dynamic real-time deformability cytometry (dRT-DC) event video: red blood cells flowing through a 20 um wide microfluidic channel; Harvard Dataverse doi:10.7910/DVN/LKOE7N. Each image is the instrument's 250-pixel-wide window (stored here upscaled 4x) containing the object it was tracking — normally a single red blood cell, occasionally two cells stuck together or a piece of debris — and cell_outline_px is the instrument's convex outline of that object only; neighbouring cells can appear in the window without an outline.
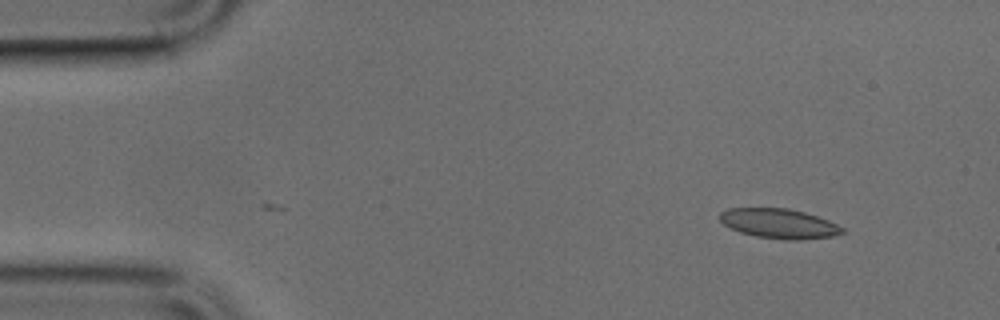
{"species": "common noctule bat (a hibernating species)", "species_latin": "Nyctalus noctula", "temperature_condition": "cold", "stored_images_in_passage": 45, "camera_frame_rate_fps": 3000, "um_per_image_px": 0.085, "animal": {"sex": "male", "body_mass_g": 17.9, "forearm_length_mm": 54.2}, "frame": {"image": 1, "passage_image": 1, "time_ms": 0.0, "image_size_px": [1000, 320], "cell_outline_px": [[844, 232], [832, 236], [800, 240], [784, 240], [756, 236], [740, 232], [724, 224], [720, 220], [720, 212], [728, 208], [788, 208], [804, 212], [828, 220], [844, 228]], "centroid_in_image_um": [66.22, 19.0], "position_along_channel_um": 18.8, "area_um2": 21.1}}
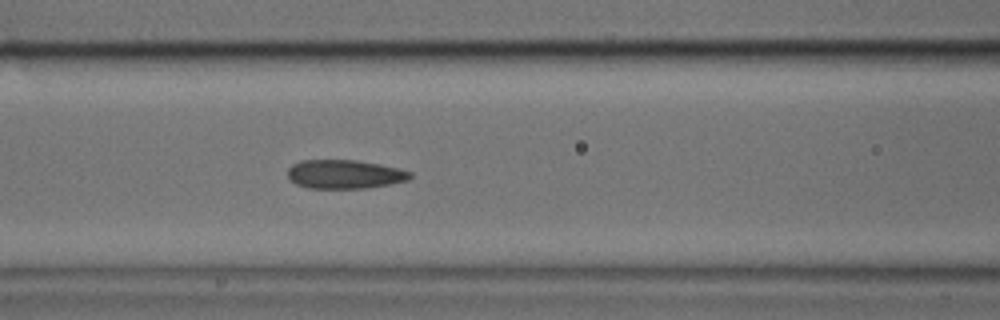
{"frame": {"image": 2, "passage_image": 16, "time_ms": 5.0, "image_size_px": [1000, 320], "cell_outline_px": [[412, 176], [408, 180], [368, 188], [308, 188], [296, 184], [288, 176], [288, 168], [292, 164], [300, 160], [356, 160], [380, 164], [400, 168], [412, 172]], "centroid_in_image_um": [29.3, 14.8], "position_along_channel_um": 137.3, "area_um2": 20.63}}
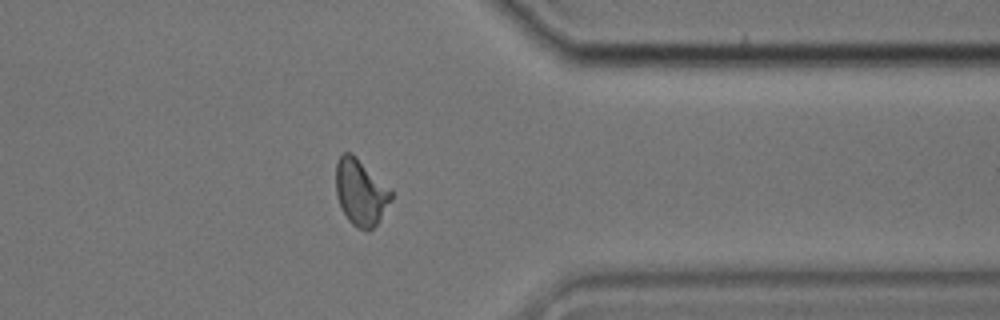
{"frame": {"image": 3, "passage_image": 35, "time_ms": 11.333, "image_size_px": [1000, 320], "cell_outline_px": [[392, 200], [380, 220], [368, 232], [356, 228], [348, 220], [340, 204], [336, 192], [336, 164], [340, 156], [344, 152], [352, 152], [392, 188]], "centroid_in_image_um": [30.69, 16.34], "position_along_channel_um": 380.7, "area_um2": 21.68}}